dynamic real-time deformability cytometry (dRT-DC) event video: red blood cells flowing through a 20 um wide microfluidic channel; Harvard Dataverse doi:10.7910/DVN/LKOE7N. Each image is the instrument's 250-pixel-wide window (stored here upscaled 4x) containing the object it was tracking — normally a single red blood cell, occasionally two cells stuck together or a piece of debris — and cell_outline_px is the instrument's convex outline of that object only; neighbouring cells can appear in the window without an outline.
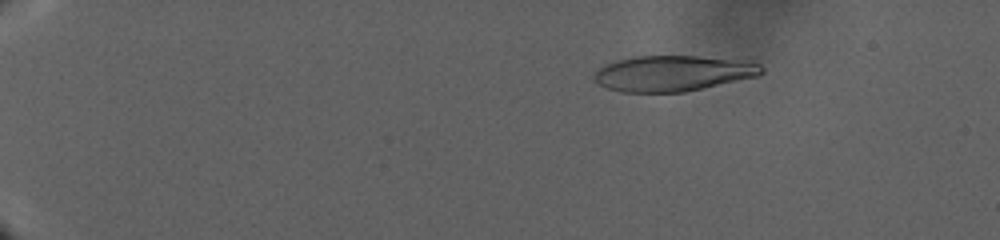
{"species": "human", "species_latin": "Homo sapiens", "temperature_condition": "warm", "stored_images_in_passage": 121, "camera_frame_rate_fps": 3000, "um_per_image_px": 0.085, "donor": {"sex": "male"}, "frame": {"image": 1, "passage_image": 23, "time_ms": 8.0, "image_size_px": [1000, 240], "cell_outline_px": [[764, 72], [756, 76], [684, 92], [624, 92], [608, 88], [596, 84], [592, 76], [604, 64], [616, 60], [632, 56], [696, 56], [752, 60], [760, 64], [764, 68]], "centroid_in_image_um": [57.2, 6.22], "position_along_channel_um": 27.8, "area_um2": 35.03}}
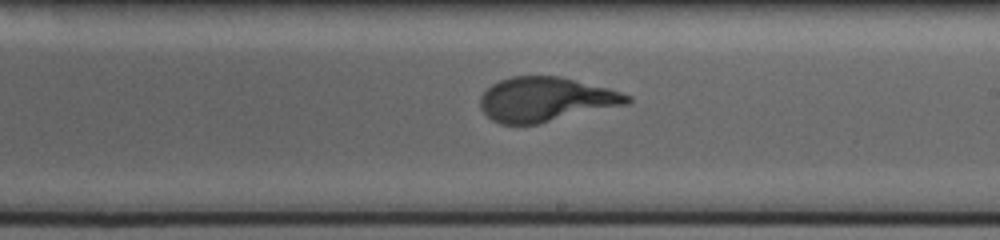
{"frame": {"image": 2, "passage_image": 79, "time_ms": 29.0, "image_size_px": [1000, 240], "cell_outline_px": [[632, 100], [628, 104], [540, 124], [500, 124], [492, 120], [480, 108], [480, 96], [492, 84], [500, 80], [512, 76], [560, 76], [608, 88], [632, 96]], "centroid_in_image_um": [46.39, 8.46], "position_along_channel_um": 242.6, "area_um2": 38.15}}
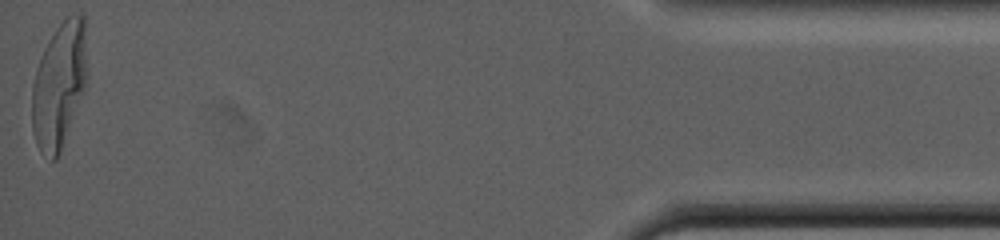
{"frame": {"image": 3, "passage_image": 121, "time_ms": 44.333, "image_size_px": [1000, 240], "cell_outline_px": [[84, 88], [60, 152], [56, 160], [52, 160], [40, 152], [36, 144], [32, 132], [32, 84], [36, 68], [44, 48], [56, 28], [72, 12], [84, 16]], "centroid_in_image_um": [4.96, 7.27], "position_along_channel_um": 430.2, "area_um2": 39.36}}